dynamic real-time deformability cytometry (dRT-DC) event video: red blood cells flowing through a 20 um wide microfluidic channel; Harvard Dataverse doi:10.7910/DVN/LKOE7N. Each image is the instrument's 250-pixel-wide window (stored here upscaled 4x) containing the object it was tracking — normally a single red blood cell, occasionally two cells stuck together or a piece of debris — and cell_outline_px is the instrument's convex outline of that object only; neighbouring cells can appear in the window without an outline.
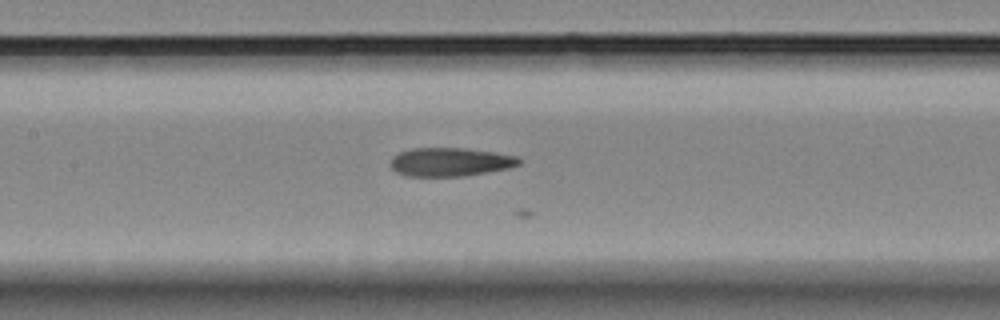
{"species": "Egyptian fruit bat (a non-hibernating species)", "species_latin": "Rousettus aegyptiacus", "temperature_condition": "room temperature", "stored_images_in_passage": 18, "camera_frame_rate_fps": 3000, "um_per_image_px": 0.085, "animal": {"sex": "female"}, "frame": {"image": 1, "passage_image": 9, "time_ms": 2.667, "image_size_px": [1000, 320], "cell_outline_px": [[524, 160], [520, 164], [508, 168], [464, 176], [408, 176], [396, 172], [392, 168], [392, 156], [400, 152], [412, 148], [464, 148], [520, 156]], "centroid_in_image_um": [38.31, 13.76], "position_along_channel_um": 169.1, "area_um2": 21.39}}
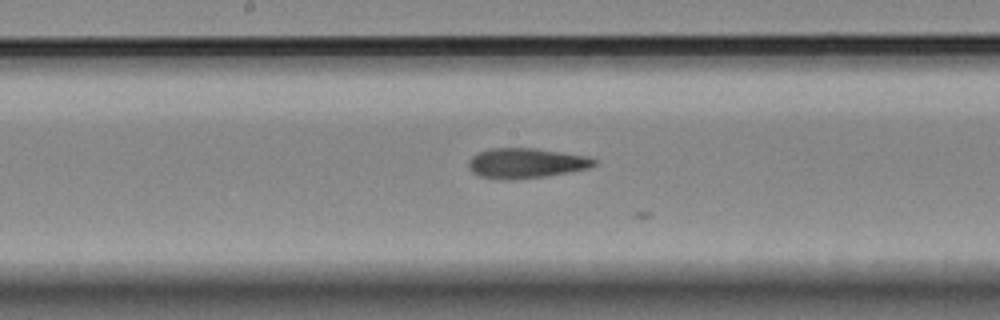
{"frame": {"image": 2, "passage_image": 11, "time_ms": 3.333, "image_size_px": [1000, 320], "cell_outline_px": [[596, 164], [588, 168], [568, 172], [544, 176], [512, 180], [500, 180], [480, 176], [472, 172], [468, 168], [468, 160], [472, 156], [480, 152], [492, 148], [532, 148], [584, 156], [596, 160]], "centroid_in_image_um": [44.64, 13.88], "position_along_channel_um": 203.6, "area_um2": 21.73}}